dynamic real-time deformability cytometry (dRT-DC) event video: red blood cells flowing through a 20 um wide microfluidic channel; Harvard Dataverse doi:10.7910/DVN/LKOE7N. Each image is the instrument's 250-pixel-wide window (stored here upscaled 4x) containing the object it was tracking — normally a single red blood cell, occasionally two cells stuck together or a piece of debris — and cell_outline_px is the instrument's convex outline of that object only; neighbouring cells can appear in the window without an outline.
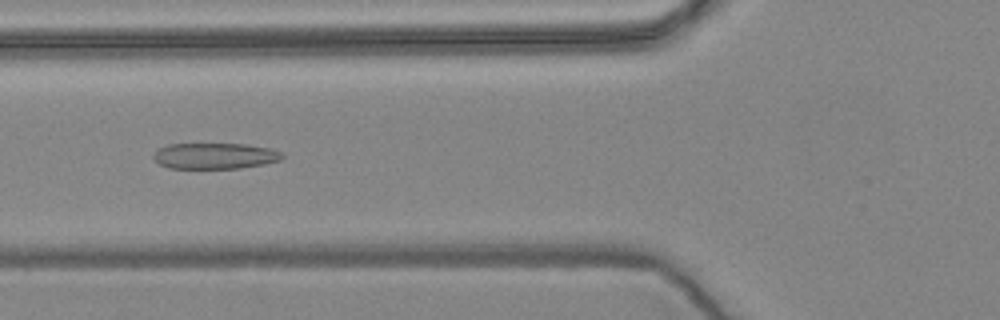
{"species": "common noctule bat (a hibernating species)", "species_latin": "Nyctalus noctula", "temperature_condition": "warm", "stored_images_in_passage": 50, "camera_frame_rate_fps": 3000, "um_per_image_px": 0.085, "animal": {"sex": "female", "body_mass_g": 24.6, "forearm_length_mm": 56.2}, "frame": {"image": 1, "passage_image": 15, "time_ms": 4.667, "image_size_px": [1000, 320], "cell_outline_px": [[284, 156], [280, 160], [264, 164], [240, 168], [168, 168], [160, 164], [152, 156], [160, 148], [168, 144], [244, 144], [272, 148], [280, 152]], "centroid_in_image_um": [18.28, 13.25], "position_along_channel_um": 107.5, "area_um2": 19.36}}
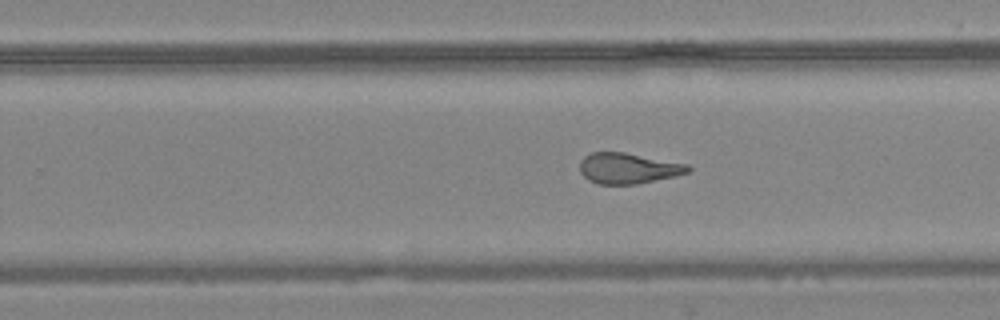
{"frame": {"image": 2, "passage_image": 29, "time_ms": 9.333, "image_size_px": [1000, 320], "cell_outline_px": [[692, 168], [688, 172], [676, 176], [636, 184], [596, 184], [588, 180], [580, 172], [580, 160], [584, 156], [592, 152], [624, 152], [688, 164]], "centroid_in_image_um": [53.38, 14.3], "position_along_channel_um": 276.4, "area_um2": 19.42}}
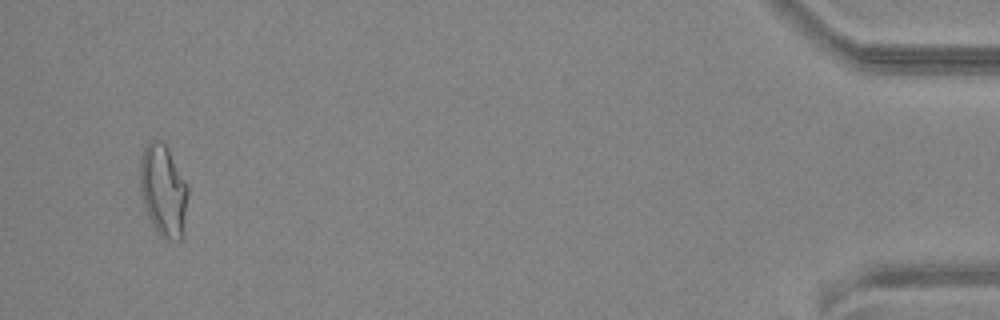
{"frame": {"image": 3, "passage_image": 48, "time_ms": 15.667, "image_size_px": [1000, 320], "cell_outline_px": [[188, 196], [180, 240], [168, 240], [160, 236], [148, 216], [140, 192], [140, 156], [148, 140], [160, 140], [168, 148], [188, 188]], "centroid_in_image_um": [13.85, 16.15], "position_along_channel_um": 421.4, "area_um2": 25.26}, "authors_computed_cell_mechanics": {"area_um2": 21.0681, "velocity_mm_per_s": 3.6232, "shape_relaxation_time_tau1_ms": null, "shape_relaxation_time_tau2_ms": 1.4976, "deformation_change_tau1": null, "deformation_change_tau2": 0.0938}}